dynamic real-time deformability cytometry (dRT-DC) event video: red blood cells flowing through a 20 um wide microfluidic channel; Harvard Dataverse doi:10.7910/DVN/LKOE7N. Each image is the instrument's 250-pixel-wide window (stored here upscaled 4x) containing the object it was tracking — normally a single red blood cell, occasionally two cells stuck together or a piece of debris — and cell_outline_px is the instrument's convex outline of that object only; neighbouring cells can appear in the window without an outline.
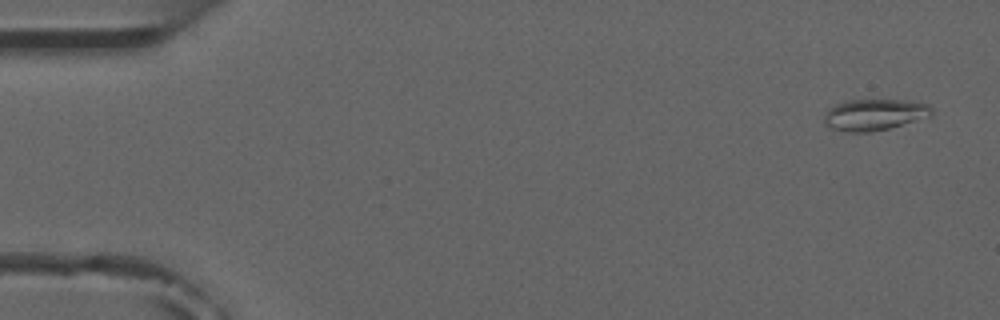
{"species": "common noctule bat (a hibernating species)", "species_latin": "Nyctalus noctula", "temperature_condition": "room temperature", "stored_images_in_passage": 3, "camera_frame_rate_fps": 3000, "um_per_image_px": 0.085, "animal": {"sex": "male", "forearm_length_mm": 52.5}, "frame": {"image": 1, "passage_image": 1, "time_ms": 0.0, "image_size_px": [1000, 320], "cell_outline_px": [[932, 112], [928, 116], [888, 128], [872, 132], [844, 132], [828, 128], [824, 124], [824, 116], [828, 108], [844, 100], [904, 100], [928, 104], [932, 108]], "centroid_in_image_um": [74.23, 9.75], "position_along_channel_um": 10.8, "area_um2": 19.59}}